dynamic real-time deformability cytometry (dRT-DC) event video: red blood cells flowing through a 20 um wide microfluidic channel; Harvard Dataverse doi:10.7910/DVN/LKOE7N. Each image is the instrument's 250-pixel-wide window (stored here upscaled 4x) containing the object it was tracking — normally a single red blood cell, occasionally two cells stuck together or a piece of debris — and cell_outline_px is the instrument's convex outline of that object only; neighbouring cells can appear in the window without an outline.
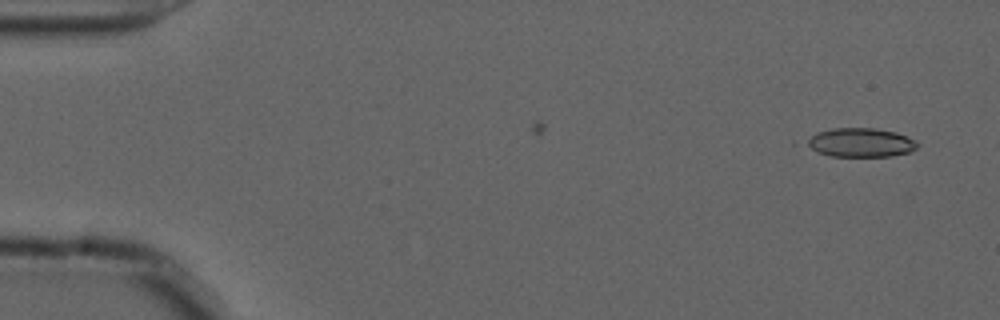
{"species": "common noctule bat (a hibernating species)", "species_latin": "Nyctalus noctula", "temperature_condition": "cold", "stored_images_in_passage": 52, "camera_frame_rate_fps": 3000, "um_per_image_px": 0.085, "animal": {"sex": "male", "forearm_length_mm": 52.5}, "frame": {"image": 1, "passage_image": 2, "time_ms": 0.333, "image_size_px": [1000, 320], "cell_outline_px": [[920, 144], [916, 148], [908, 152], [892, 156], [832, 156], [820, 152], [804, 144], [804, 140], [816, 132], [832, 128], [872, 128], [896, 132], [916, 140]], "centroid_in_image_um": [73.15, 12.1], "position_along_channel_um": 11.9, "area_um2": 18.67}}
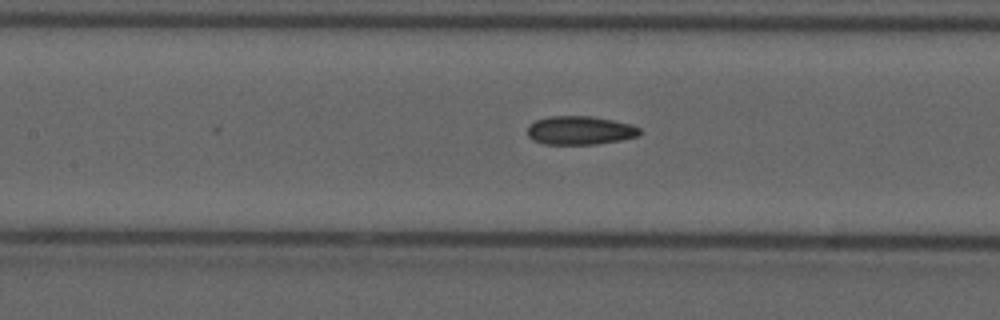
{"frame": {"image": 2, "passage_image": 24, "time_ms": 7.667, "image_size_px": [1000, 320], "cell_outline_px": [[640, 136], [620, 140], [596, 144], [544, 144], [532, 140], [528, 136], [528, 124], [536, 120], [548, 116], [592, 116], [632, 124], [640, 128]], "centroid_in_image_um": [49.29, 11.08], "position_along_channel_um": 158.1, "area_um2": 18.84}}
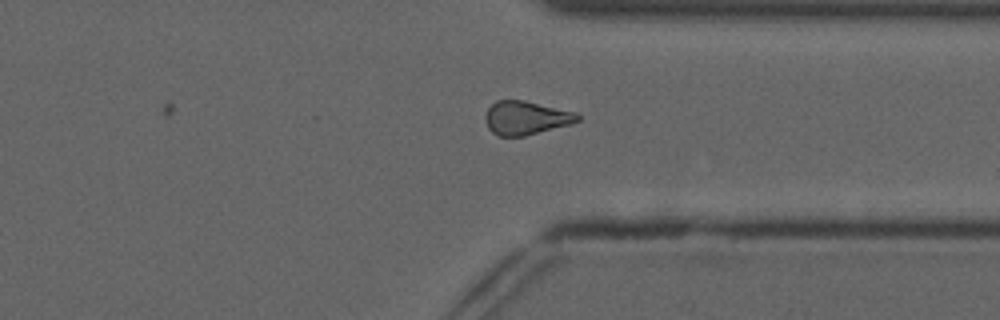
{"frame": {"image": 3, "passage_image": 41, "time_ms": 13.333, "image_size_px": [1000, 320], "cell_outline_px": [[580, 120], [572, 124], [524, 136], [496, 136], [488, 128], [484, 120], [484, 116], [488, 108], [496, 100], [524, 100], [576, 112], [580, 116]], "centroid_in_image_um": [44.69, 10.02], "position_along_channel_um": 366.7, "area_um2": 18.26}, "authors_computed_cell_mechanics": {"area_um2": 18.5827, "velocity_mm_per_s": 3.7016, "shape_relaxation_time_tau1_ms": 8.4638, "shape_relaxation_time_tau2_ms": 3.5899, "deformation_change_tau1": 0.1715, "deformation_change_tau2": 0.1192}}